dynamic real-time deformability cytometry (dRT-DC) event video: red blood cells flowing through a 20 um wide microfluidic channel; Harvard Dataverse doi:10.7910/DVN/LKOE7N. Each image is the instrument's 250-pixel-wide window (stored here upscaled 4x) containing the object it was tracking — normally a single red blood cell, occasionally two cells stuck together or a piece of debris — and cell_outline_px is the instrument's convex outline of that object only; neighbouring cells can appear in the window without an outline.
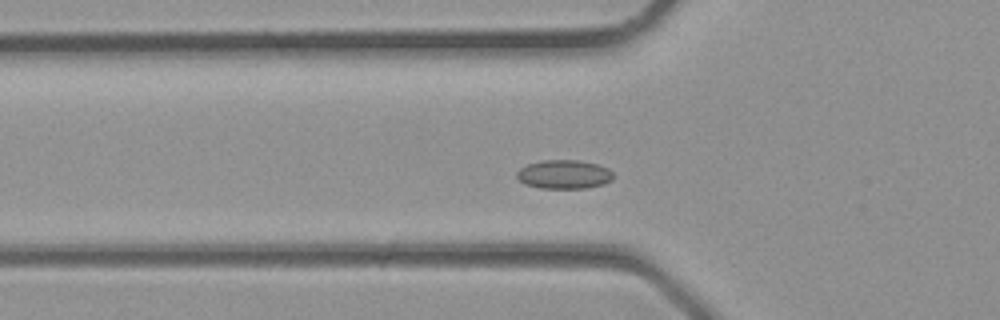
{"species": "common noctule bat (a hibernating species)", "species_latin": "Nyctalus noctula", "temperature_condition": "room temperature", "stored_images_in_passage": 27, "camera_frame_rate_fps": 3000, "um_per_image_px": 0.085, "animal": {"sex": "male", "body_mass_g": 23.1, "forearm_length_mm": 52.7}, "frame": {"image": 1, "passage_image": 9, "time_ms": 2.667, "image_size_px": [1000, 320], "cell_outline_px": [[612, 180], [604, 184], [584, 188], [540, 188], [524, 184], [516, 176], [516, 172], [520, 168], [528, 164], [540, 160], [580, 160], [600, 164], [608, 168], [612, 172]], "centroid_in_image_um": [47.94, 14.81], "position_along_channel_um": 77.9, "area_um2": 16.36}}
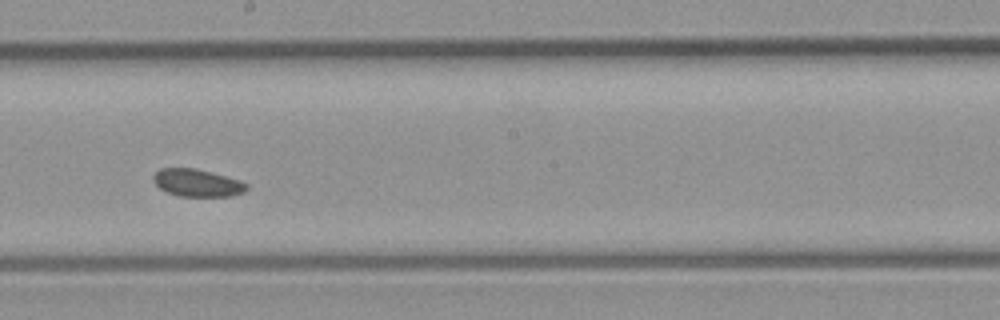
{"frame": {"image": 2, "passage_image": 17, "time_ms": 5.333, "image_size_px": [1000, 320], "cell_outline_px": [[248, 188], [244, 192], [232, 196], [180, 196], [168, 192], [160, 188], [152, 180], [152, 176], [160, 168], [196, 168], [240, 180], [248, 184]], "centroid_in_image_um": [16.77, 15.54], "position_along_channel_um": 231.4, "area_um2": 14.91}}
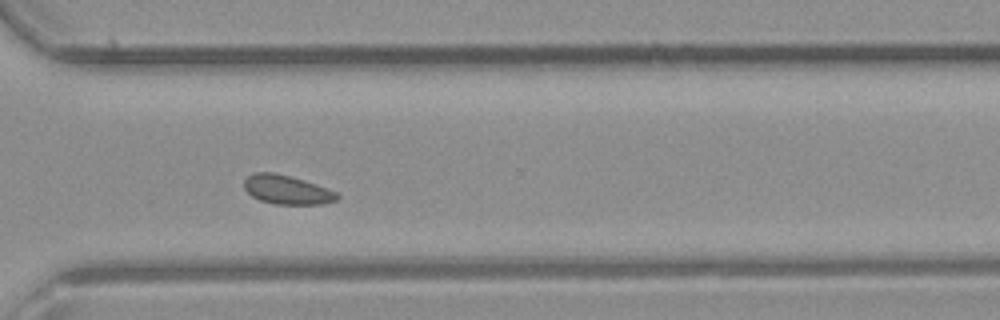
{"frame": {"image": 3, "passage_image": 23, "time_ms": 7.333, "image_size_px": [1000, 320], "cell_outline_px": [[340, 196], [336, 200], [324, 204], [272, 204], [260, 200], [252, 196], [244, 188], [244, 180], [252, 172], [272, 172], [304, 180], [316, 184], [336, 192]], "centroid_in_image_um": [24.37, 16.13], "position_along_channel_um": 346.2, "area_um2": 15.66}}